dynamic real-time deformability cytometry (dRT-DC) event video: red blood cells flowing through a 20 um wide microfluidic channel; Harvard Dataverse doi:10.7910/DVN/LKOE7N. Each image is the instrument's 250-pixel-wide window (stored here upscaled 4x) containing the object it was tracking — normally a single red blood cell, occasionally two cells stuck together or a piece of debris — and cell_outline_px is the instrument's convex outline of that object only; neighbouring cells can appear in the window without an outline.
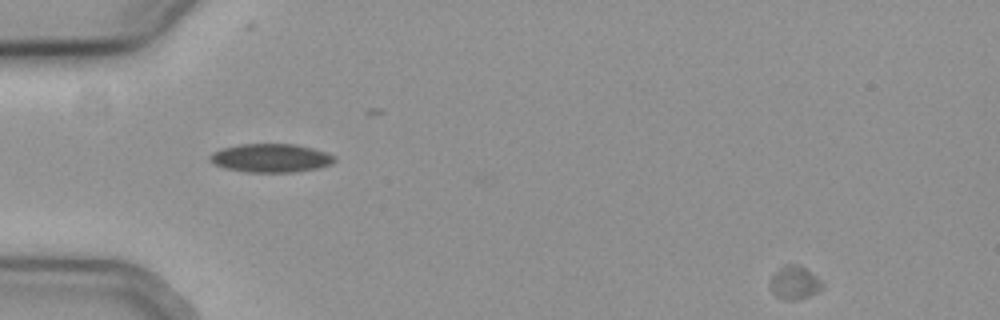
{"species": "common noctule bat (a hibernating species)", "species_latin": "Nyctalus noctula", "temperature_condition": "cold", "stored_images_in_passage": 54, "segment_of_instrument_passage": [1, 2], "camera_frame_rate_fps": 3000, "um_per_image_px": 0.085, "animal": {"sex": "female", "body_mass_g": 19.3, "forearm_length_mm": 54.1}, "frame": {"image": 1, "passage_image": 1, "time_ms": 0.0, "image_size_px": [1000, 320], "cell_outline_px": [[824, 288], [820, 292], [796, 300], [784, 300], [776, 296], [772, 292], [768, 284], [772, 276], [784, 264], [800, 264], [820, 280], [824, 284]], "centroid_in_image_um": [67.54, 24.04], "position_along_channel_um": 17.5, "area_um2": 10.29}}
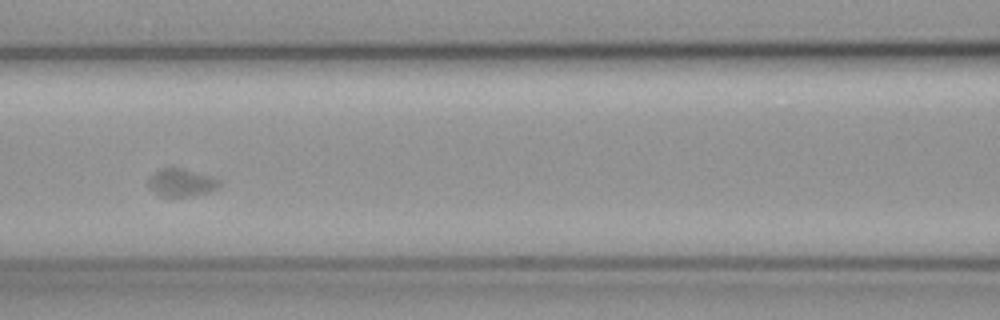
{"frame": {"image": 2, "passage_image": 22, "time_ms": 7.0, "image_size_px": [1000, 320], "cell_outline_px": [[220, 184], [216, 188], [208, 192], [184, 196], [160, 196], [148, 184], [148, 180], [160, 168], [184, 168], [216, 176], [220, 180]], "centroid_in_image_um": [15.48, 15.49], "position_along_channel_um": 151.1, "area_um2": 11.33}}
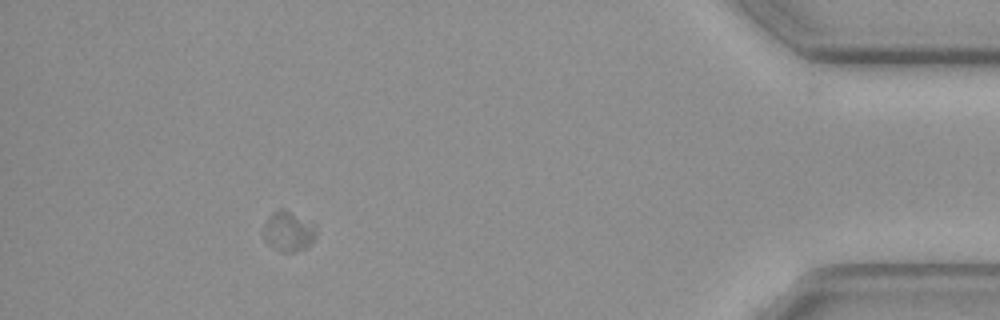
{"frame": {"image": 3, "passage_image": 48, "time_ms": 15.667, "image_size_px": [1000, 320], "cell_outline_px": [[316, 236], [308, 248], [292, 252], [280, 252], [268, 244], [264, 240], [260, 232], [268, 216], [276, 208], [284, 208], [316, 224]], "centroid_in_image_um": [24.49, 19.65], "position_along_channel_um": 410.7, "area_um2": 12.89}}